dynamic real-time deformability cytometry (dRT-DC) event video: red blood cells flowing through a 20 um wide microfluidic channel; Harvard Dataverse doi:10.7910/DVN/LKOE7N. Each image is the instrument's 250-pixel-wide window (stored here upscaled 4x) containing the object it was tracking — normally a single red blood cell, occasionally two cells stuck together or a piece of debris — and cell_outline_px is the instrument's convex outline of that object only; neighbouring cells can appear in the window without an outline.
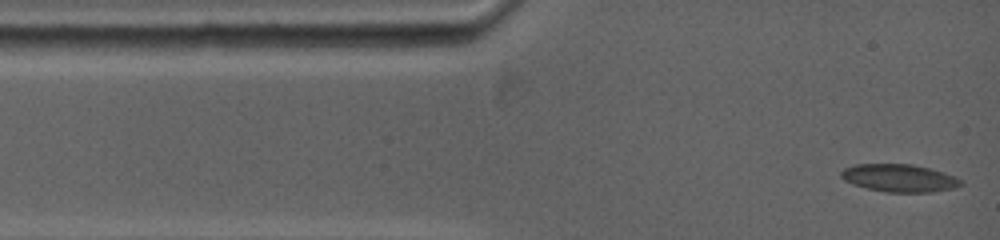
{"species": "common noctule bat (a hibernating species)", "species_latin": "Nyctalus noctula", "temperature_condition": "warm", "stored_images_in_passage": 33, "camera_frame_rate_fps": 5000, "um_per_image_px": 0.085, "animal": {"sex": "female", "body_mass_g": 19.0, "forearm_length_mm": 53.3}, "frame": {"image": 1, "passage_image": 1, "time_ms": 0.0, "image_size_px": [1000, 240], "cell_outline_px": [[964, 184], [952, 188], [932, 192], [888, 192], [868, 188], [852, 184], [844, 180], [840, 176], [840, 172], [844, 168], [856, 164], [912, 164], [944, 172], [956, 176], [964, 180]], "centroid_in_image_um": [76.46, 15.13], "position_along_channel_um": 8.5, "area_um2": 19.36}}
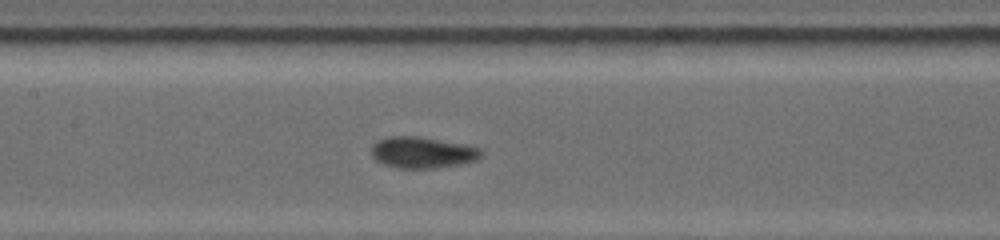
{"frame": {"image": 2, "passage_image": 19, "time_ms": 5.4, "image_size_px": [1000, 240], "cell_outline_px": [[484, 152], [476, 160], [460, 164], [436, 168], [400, 168], [384, 164], [376, 160], [372, 156], [372, 144], [376, 140], [388, 136], [420, 136], [464, 144], [480, 148]], "centroid_in_image_um": [35.9, 12.95], "position_along_channel_um": 171.5, "area_um2": 20.11}}
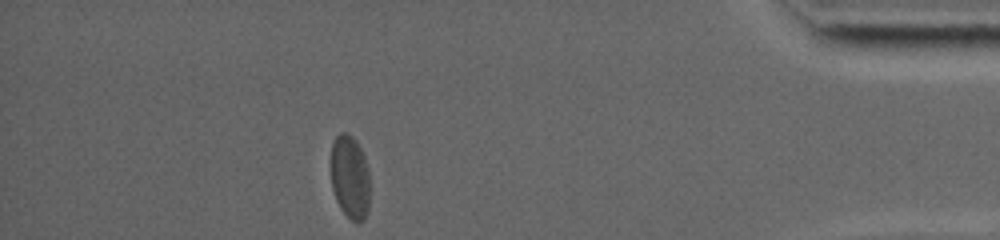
{"frame": {"image": 3, "passage_image": 33, "time_ms": 13.0, "image_size_px": [1000, 240], "cell_outline_px": [[368, 212], [364, 220], [356, 224], [340, 208], [336, 200], [332, 188], [332, 140], [340, 132], [344, 132], [352, 136], [356, 140], [364, 156], [368, 168]], "centroid_in_image_um": [29.75, 15.06], "position_along_channel_um": 405.5, "area_um2": 18.9}, "authors_computed_cell_mechanics": {"area_um2": 19.2474, "velocity_mm_per_s": 3.7989, "shape_relaxation_time_tau1_ms": 4.9245, "shape_relaxation_time_tau2_ms": 1.0891, "deformation_change_tau1": 0.1192, "deformation_change_tau2": 0.0334}}